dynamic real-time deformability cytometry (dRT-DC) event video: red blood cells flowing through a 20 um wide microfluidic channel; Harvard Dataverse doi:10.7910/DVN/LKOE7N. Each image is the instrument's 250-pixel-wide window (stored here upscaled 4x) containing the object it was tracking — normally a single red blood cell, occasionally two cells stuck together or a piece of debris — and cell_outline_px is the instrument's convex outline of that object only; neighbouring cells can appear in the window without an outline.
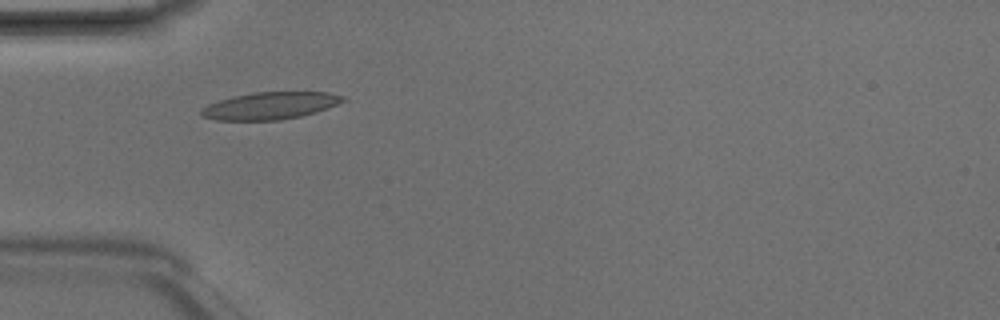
{"species": "Egyptian fruit bat (a non-hibernating species)", "species_latin": "Rousettus aegyptiacus", "temperature_condition": "room temperature", "stored_images_in_passage": 5, "camera_frame_rate_fps": 3000, "um_per_image_px": 0.085, "animal": {"sex": "male"}, "frame": {"image": 1, "passage_image": 3, "time_ms": 0.667, "image_size_px": [1000, 320], "cell_outline_px": [[348, 100], [316, 112], [300, 116], [280, 120], [216, 120], [200, 116], [200, 108], [208, 104], [232, 96], [252, 92], [328, 92], [344, 96]], "centroid_in_image_um": [22.94, 8.98], "position_along_channel_um": 62.1, "area_um2": 22.6}}